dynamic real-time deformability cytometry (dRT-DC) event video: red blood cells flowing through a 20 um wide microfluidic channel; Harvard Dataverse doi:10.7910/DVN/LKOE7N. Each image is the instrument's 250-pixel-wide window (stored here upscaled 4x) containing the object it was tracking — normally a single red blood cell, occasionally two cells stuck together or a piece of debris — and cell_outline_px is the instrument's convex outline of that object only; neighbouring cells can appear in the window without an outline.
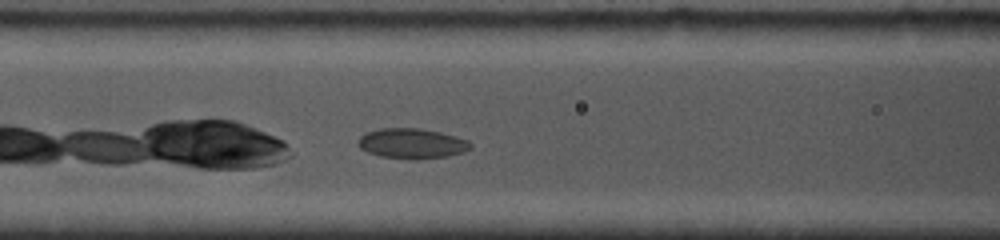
{"species": "common noctule bat (a hibernating species)", "species_latin": "Nyctalus noctula", "temperature_condition": "cold", "stored_images_in_passage": 13, "camera_frame_rate_fps": 5000, "um_per_image_px": 0.085, "animal": {"sex": "female", "body_mass_g": 19.0, "forearm_length_mm": 53.3}, "frame": {"image": 1, "passage_image": 3, "time_ms": 1.6, "image_size_px": [1000, 240], "cell_outline_px": [[472, 148], [464, 152], [448, 156], [416, 160], [412, 160], [380, 156], [368, 152], [360, 148], [356, 144], [356, 140], [360, 136], [368, 132], [380, 128], [420, 128], [440, 132], [456, 136], [468, 140], [472, 144]], "centroid_in_image_um": [35.01, 12.2], "position_along_channel_um": 131.6, "area_um2": 20.06}}
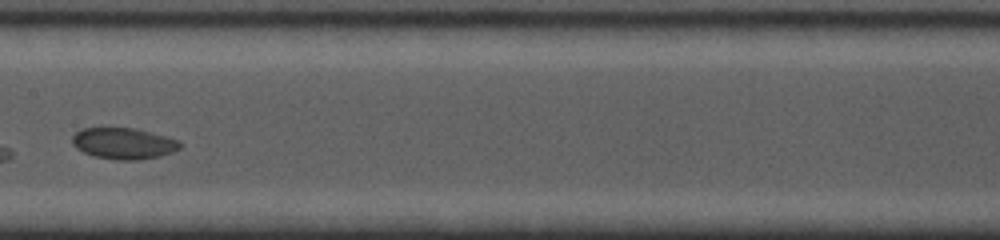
{"frame": {"image": 2, "passage_image": 6, "time_ms": 3.4, "image_size_px": [1000, 240], "cell_outline_px": [[184, 144], [180, 148], [172, 152], [160, 156], [140, 160], [116, 160], [92, 156], [76, 148], [72, 144], [72, 136], [80, 128], [136, 128], [152, 132], [180, 140]], "centroid_in_image_um": [10.53, 12.19], "position_along_channel_um": 196.9, "area_um2": 19.94}}
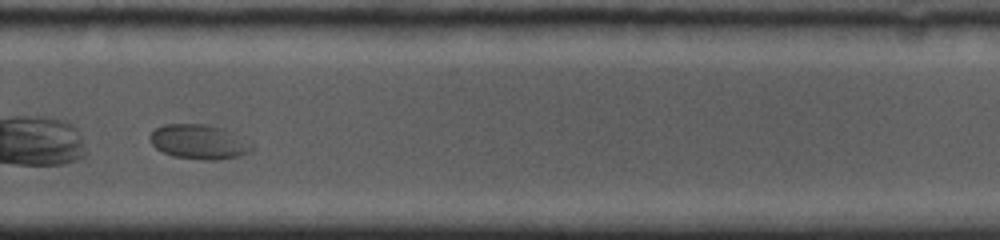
{"frame": {"image": 3, "passage_image": 11, "time_ms": 6.6, "image_size_px": [1000, 240], "cell_outline_px": [[256, 144], [248, 152], [240, 156], [212, 160], [204, 160], [172, 156], [156, 148], [152, 144], [148, 136], [156, 128], [164, 124], [204, 124], [224, 128]], "centroid_in_image_um": [16.93, 12.05], "position_along_channel_um": 312.9, "area_um2": 20.63}}